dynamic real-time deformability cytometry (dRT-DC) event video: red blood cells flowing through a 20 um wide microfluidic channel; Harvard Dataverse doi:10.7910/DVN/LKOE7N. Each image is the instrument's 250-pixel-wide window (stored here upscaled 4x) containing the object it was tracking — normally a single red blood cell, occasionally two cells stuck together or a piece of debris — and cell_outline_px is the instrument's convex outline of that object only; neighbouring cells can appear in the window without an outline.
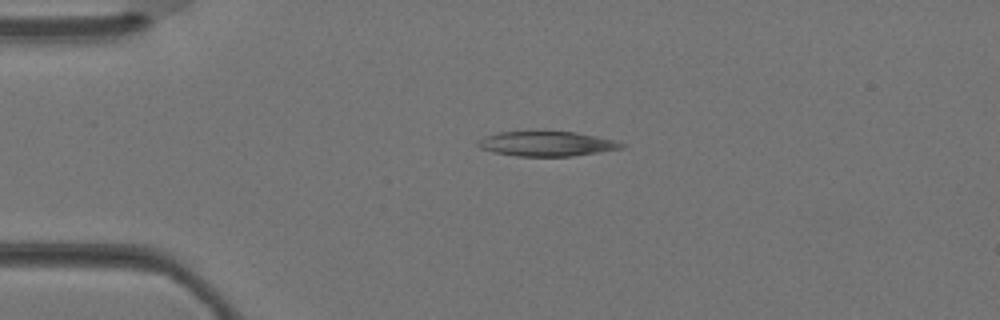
{"species": "Egyptian fruit bat (a non-hibernating species)", "species_latin": "Rousettus aegyptiacus", "temperature_condition": "warm", "stored_images_in_passage": 4, "camera_frame_rate_fps": 3000, "um_per_image_px": 0.085, "animal": {"sex": "female"}, "frame": {"image": 1, "passage_image": 3, "time_ms": 0.667, "image_size_px": [1000, 320], "cell_outline_px": [[624, 148], [572, 156], [516, 156], [492, 152], [480, 148], [476, 144], [484, 136], [496, 132], [576, 132], [616, 140], [624, 144]], "centroid_in_image_um": [46.46, 12.22], "position_along_channel_um": 38.5, "area_um2": 20.63}}